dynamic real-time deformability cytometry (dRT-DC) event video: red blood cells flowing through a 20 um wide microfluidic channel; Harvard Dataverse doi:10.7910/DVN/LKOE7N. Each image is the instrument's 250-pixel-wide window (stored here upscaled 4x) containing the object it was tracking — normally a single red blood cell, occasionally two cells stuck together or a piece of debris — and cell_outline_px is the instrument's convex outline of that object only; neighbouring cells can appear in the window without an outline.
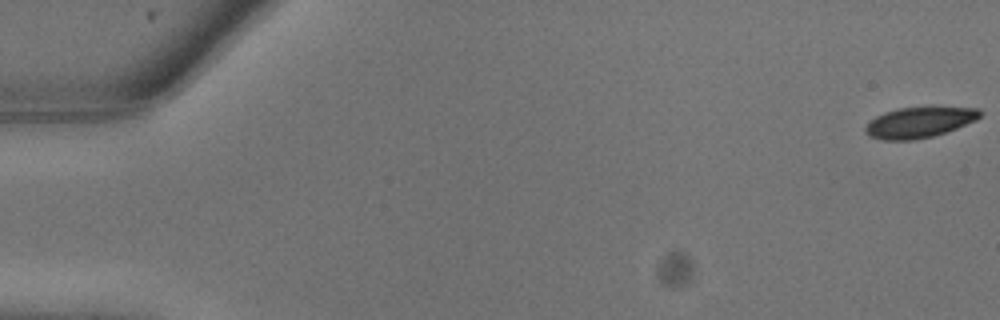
{"species": "common noctule bat (a hibernating species)", "species_latin": "Nyctalus noctula", "temperature_condition": "warm", "stored_images_in_passage": 10, "camera_frame_rate_fps": 3000, "um_per_image_px": 0.085, "animal": {"sex": "male", "body_mass_g": 13.3}, "frame": {"image": 1, "passage_image": 1, "time_ms": 0.0, "image_size_px": [1000, 320], "cell_outline_px": [[980, 116], [976, 120], [956, 128], [932, 136], [916, 140], [880, 140], [868, 136], [864, 132], [864, 128], [876, 116], [884, 112], [896, 108], [936, 104], [980, 108]], "centroid_in_image_um": [78.16, 10.34], "position_along_channel_um": 6.8, "area_um2": 21.39}}
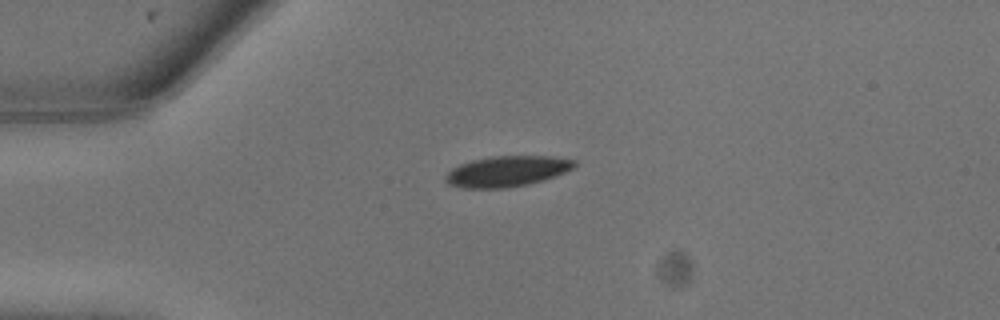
{"frame": {"image": 2, "passage_image": 7, "time_ms": 2.0, "image_size_px": [1000, 320], "cell_outline_px": [[576, 164], [572, 168], [556, 176], [544, 180], [528, 184], [504, 188], [460, 188], [448, 184], [444, 180], [444, 176], [452, 168], [460, 164], [472, 160], [492, 156], [552, 156], [576, 160]], "centroid_in_image_um": [43.07, 14.56], "position_along_channel_um": 41.9, "area_um2": 23.12}}